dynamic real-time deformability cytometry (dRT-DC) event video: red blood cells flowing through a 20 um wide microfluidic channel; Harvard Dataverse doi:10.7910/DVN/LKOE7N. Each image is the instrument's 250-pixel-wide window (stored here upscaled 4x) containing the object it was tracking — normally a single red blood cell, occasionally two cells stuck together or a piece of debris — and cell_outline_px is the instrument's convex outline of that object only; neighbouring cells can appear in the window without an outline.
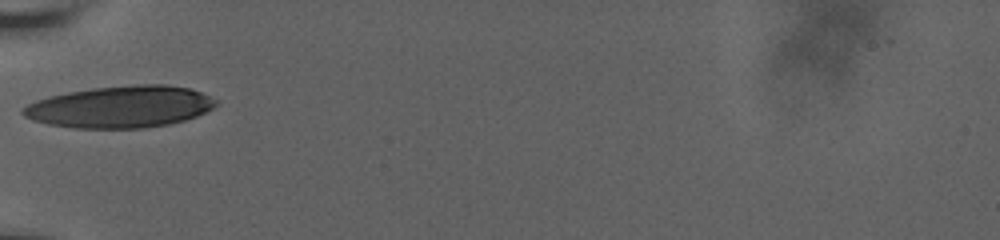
{"species": "human", "species_latin": "Homo sapiens", "temperature_condition": "room temperature", "stored_images_in_passage": 3, "camera_frame_rate_fps": 3000, "um_per_image_px": 0.085, "donor": {"sex": "male"}, "frame": {"image": 1, "passage_image": 1, "time_ms": 0.0, "image_size_px": [1000, 240], "cell_outline_px": [[216, 104], [212, 108], [196, 116], [184, 120], [168, 124], [144, 128], [76, 128], [48, 124], [32, 120], [24, 116], [20, 112], [20, 108], [36, 100], [48, 96], [68, 92], [92, 88], [136, 84], [168, 84], [188, 88], [200, 92], [216, 100]], "centroid_in_image_um": [10.18, 9.07], "position_along_channel_um": 74.8, "area_um2": 46.99}}